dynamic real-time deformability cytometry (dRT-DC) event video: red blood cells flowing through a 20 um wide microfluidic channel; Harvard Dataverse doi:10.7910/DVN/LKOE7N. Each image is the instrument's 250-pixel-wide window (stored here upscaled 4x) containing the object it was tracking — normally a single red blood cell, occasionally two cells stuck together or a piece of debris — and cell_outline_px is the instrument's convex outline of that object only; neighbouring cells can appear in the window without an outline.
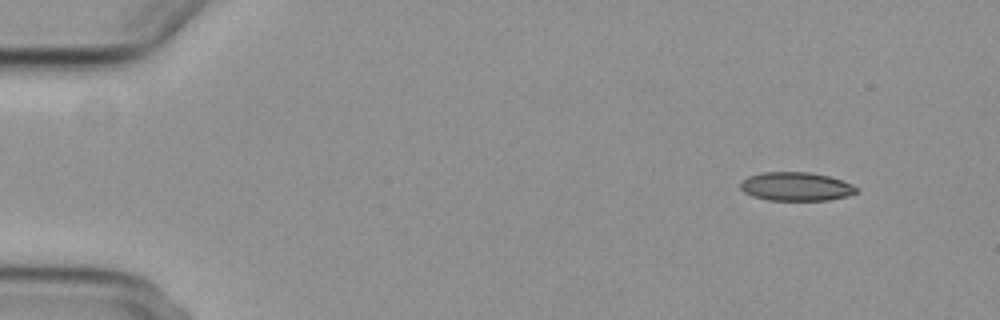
{"species": "common noctule bat (a hibernating species)", "species_latin": "Nyctalus noctula", "temperature_condition": "cold", "stored_images_in_passage": 5, "camera_frame_rate_fps": 3000, "um_per_image_px": 0.085, "animal": {"sex": "female", "body_mass_g": 29.2, "forearm_length_mm": 56.3}, "frame": {"image": 1, "passage_image": 1, "time_ms": 0.0, "image_size_px": [1000, 320], "cell_outline_px": [[860, 192], [848, 196], [828, 200], [768, 200], [752, 196], [744, 192], [740, 188], [740, 184], [748, 176], [764, 172], [808, 172], [828, 176], [844, 180], [860, 188]], "centroid_in_image_um": [67.72, 15.86], "position_along_channel_um": 17.3, "area_um2": 19.54}}
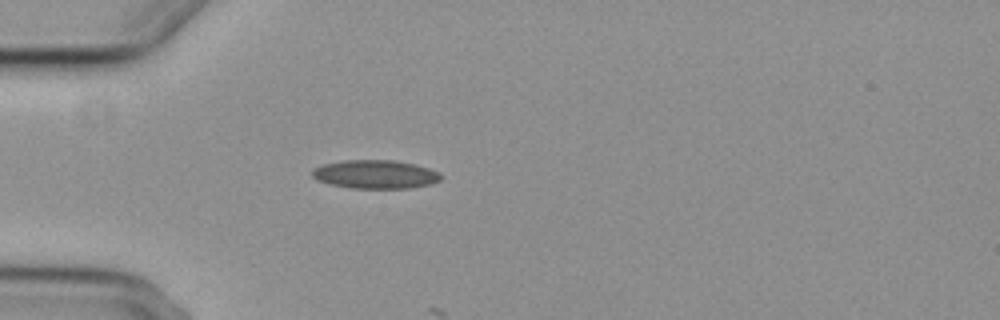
{"frame": {"image": 2, "passage_image": 4, "time_ms": 3.667, "image_size_px": [1000, 320], "cell_outline_px": [[444, 176], [440, 180], [432, 184], [408, 188], [348, 188], [328, 184], [316, 180], [312, 176], [312, 168], [320, 164], [344, 160], [392, 160], [416, 164], [440, 172]], "centroid_in_image_um": [31.88, 14.81], "position_along_channel_um": 53.1, "area_um2": 21.79}}